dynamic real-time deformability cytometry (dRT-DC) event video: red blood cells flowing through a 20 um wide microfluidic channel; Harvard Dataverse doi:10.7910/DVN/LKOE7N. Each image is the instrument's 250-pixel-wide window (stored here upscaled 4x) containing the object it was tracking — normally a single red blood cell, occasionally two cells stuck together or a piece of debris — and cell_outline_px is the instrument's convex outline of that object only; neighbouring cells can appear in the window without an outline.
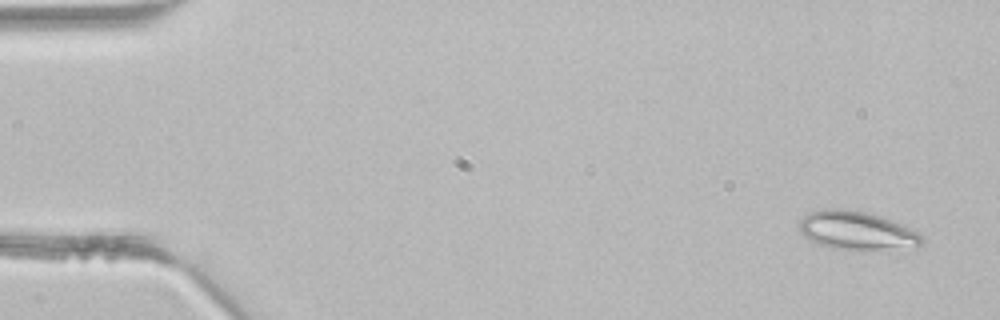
{"species": "common noctule bat (a hibernating species)", "species_latin": "Nyctalus noctula", "temperature_condition": "room temperature", "stored_images_in_passage": 3, "camera_frame_rate_fps": 3000, "um_per_image_px": 0.085, "animal": {"sex": "male", "body_mass_g": 21.5, "forearm_length_mm": 52.0}, "frame": {"image": 1, "passage_image": 1, "time_ms": 0.0, "image_size_px": [1000, 320], "cell_outline_px": [[924, 240], [916, 252], [832, 248], [808, 240], [800, 232], [800, 220], [804, 212], [824, 208], [840, 208], [864, 212], [880, 216], [904, 224], [916, 232]], "centroid_in_image_um": [72.9, 19.63], "position_along_channel_um": 12.1, "area_um2": 28.55}}